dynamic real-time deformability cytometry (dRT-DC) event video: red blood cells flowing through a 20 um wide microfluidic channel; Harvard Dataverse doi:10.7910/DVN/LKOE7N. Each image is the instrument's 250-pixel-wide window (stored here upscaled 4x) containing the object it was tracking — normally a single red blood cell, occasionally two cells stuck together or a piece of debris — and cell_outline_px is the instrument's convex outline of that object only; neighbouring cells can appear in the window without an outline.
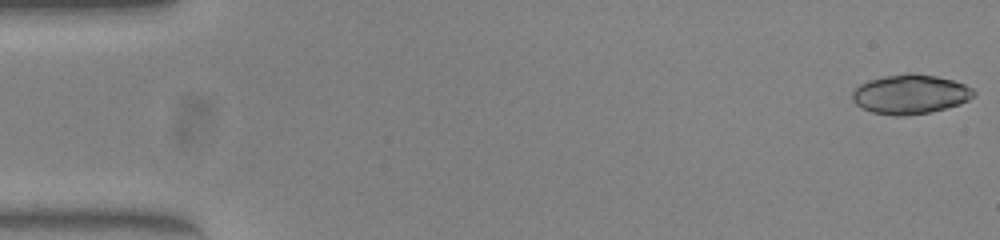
{"species": "common noctule bat (a hibernating species)", "species_latin": "Nyctalus noctula", "temperature_condition": "warm", "stored_images_in_passage": 52, "camera_frame_rate_fps": 3000, "um_per_image_px": 0.085, "animal": {"sex": "female", "body_mass_g": 23.0, "forearm_length_mm": 53.4}, "frame": {"image": 1, "passage_image": 1, "time_ms": 0.0, "image_size_px": [1000, 240], "cell_outline_px": [[976, 92], [968, 100], [960, 104], [932, 112], [900, 116], [892, 116], [872, 112], [856, 104], [852, 100], [852, 88], [868, 80], [884, 76], [908, 72], [912, 72], [936, 76], [952, 80], [964, 84], [972, 88]], "centroid_in_image_um": [77.34, 8.0], "position_along_channel_um": 7.7, "area_um2": 28.09}}